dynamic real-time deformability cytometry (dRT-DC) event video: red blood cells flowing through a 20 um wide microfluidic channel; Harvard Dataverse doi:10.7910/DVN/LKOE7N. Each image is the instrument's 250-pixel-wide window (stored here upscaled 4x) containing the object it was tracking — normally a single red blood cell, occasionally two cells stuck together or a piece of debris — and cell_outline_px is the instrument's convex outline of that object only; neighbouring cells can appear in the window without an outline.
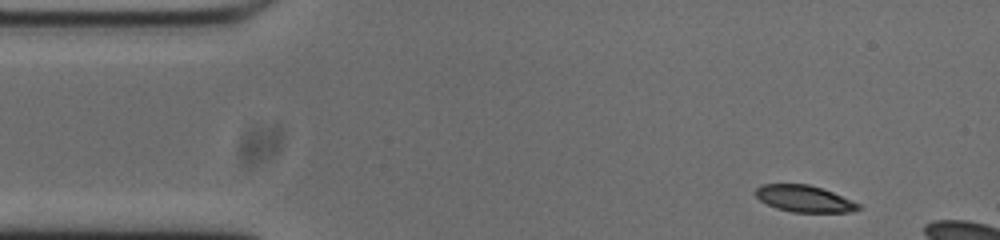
{"species": "common noctule bat (a hibernating species)", "species_latin": "Nyctalus noctula", "temperature_condition": "cold", "stored_images_in_passage": 8, "camera_frame_rate_fps": 3000, "um_per_image_px": 0.085, "animal": {"sex": "male", "body_mass_g": 20.0, "forearm_length_mm": 53.3}, "frame": {"image": 1, "passage_image": 1, "time_ms": 0.0, "image_size_px": [1000, 240], "cell_outline_px": [[860, 208], [852, 212], [792, 212], [776, 208], [760, 200], [756, 196], [756, 188], [760, 184], [808, 184], [832, 192], [860, 204]], "centroid_in_image_um": [68.34, 16.89], "position_along_channel_um": 16.7, "area_um2": 15.78}}